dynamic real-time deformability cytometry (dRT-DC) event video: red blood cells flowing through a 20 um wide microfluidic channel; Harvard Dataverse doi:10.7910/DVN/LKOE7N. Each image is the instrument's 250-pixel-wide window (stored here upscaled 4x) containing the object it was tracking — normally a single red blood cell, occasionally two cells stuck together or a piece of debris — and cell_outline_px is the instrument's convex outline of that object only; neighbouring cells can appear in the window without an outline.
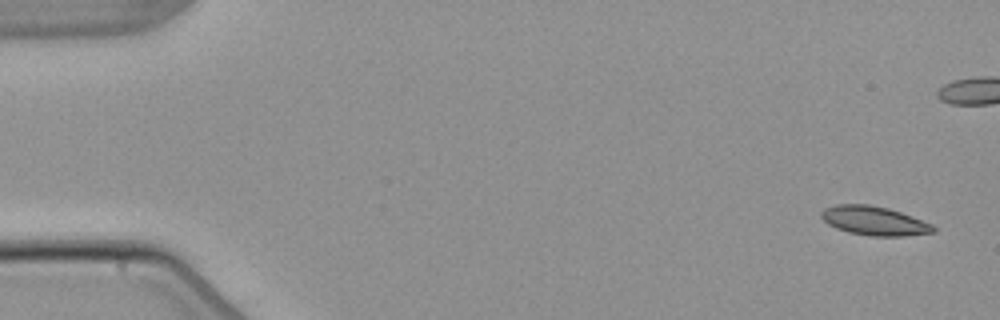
{"species": "common noctule bat (a hibernating species)", "species_latin": "Nyctalus noctula", "temperature_condition": "warm", "stored_images_in_passage": 6, "camera_frame_rate_fps": 3000, "um_per_image_px": 0.085, "animal": {"sex": "male", "body_mass_g": 21.5, "forearm_length_mm": 52.0}, "frame": {"image": 1, "passage_image": 1, "time_ms": 0.0, "image_size_px": [1000, 320], "cell_outline_px": [[936, 232], [904, 236], [872, 236], [848, 232], [836, 228], [828, 224], [820, 216], [820, 212], [824, 208], [836, 204], [868, 204], [888, 208], [900, 212], [932, 224], [936, 228]], "centroid_in_image_um": [74.29, 18.76], "position_along_channel_um": 10.7, "area_um2": 18.96}}
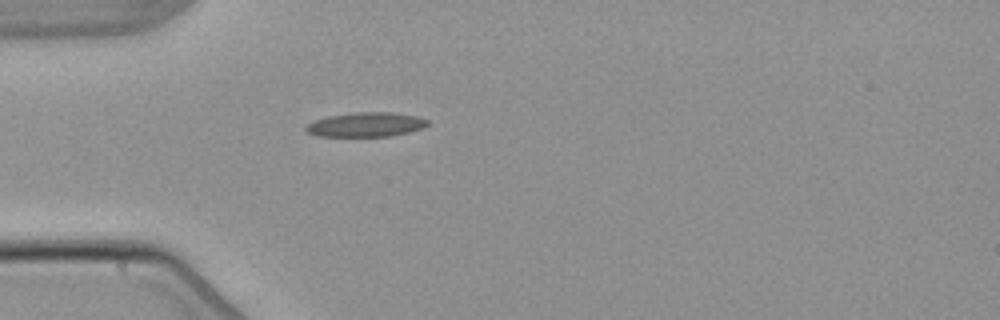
{"frame": {"image": 2, "passage_image": 6, "time_ms": 6.0, "image_size_px": [1000, 320], "cell_outline_px": [[428, 124], [424, 128], [408, 132], [388, 136], [316, 136], [308, 132], [304, 128], [312, 120], [328, 116], [356, 112], [392, 112], [416, 116], [428, 120]], "centroid_in_image_um": [31.08, 10.58], "position_along_channel_um": 53.9, "area_um2": 17.28}}